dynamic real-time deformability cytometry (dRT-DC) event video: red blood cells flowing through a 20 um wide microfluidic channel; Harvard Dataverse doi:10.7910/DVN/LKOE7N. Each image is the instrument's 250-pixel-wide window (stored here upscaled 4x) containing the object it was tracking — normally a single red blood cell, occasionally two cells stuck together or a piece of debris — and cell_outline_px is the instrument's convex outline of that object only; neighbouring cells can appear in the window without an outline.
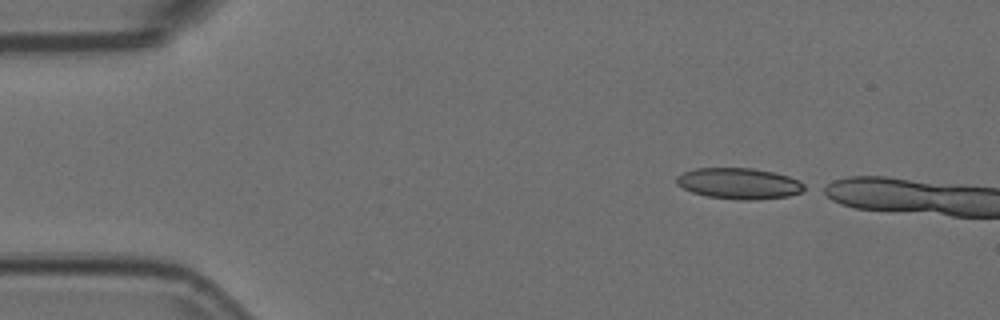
{"species": "Egyptian fruit bat (a non-hibernating species)", "species_latin": "Rousettus aegyptiacus", "temperature_condition": "room temperature", "stored_images_in_passage": 4, "camera_frame_rate_fps": 3000, "um_per_image_px": 0.085, "animal": {"sex": "female"}, "frame": {"image": 1, "passage_image": 1, "time_ms": 0.0, "image_size_px": [1000, 320], "cell_outline_px": [[812, 188], [804, 192], [788, 196], [756, 200], [740, 200], [708, 196], [692, 192], [676, 184], [676, 176], [684, 172], [696, 168], [752, 168], [772, 172], [788, 176], [800, 180]], "centroid_in_image_um": [62.91, 15.6], "position_along_channel_um": 22.1, "area_um2": 23.41}}